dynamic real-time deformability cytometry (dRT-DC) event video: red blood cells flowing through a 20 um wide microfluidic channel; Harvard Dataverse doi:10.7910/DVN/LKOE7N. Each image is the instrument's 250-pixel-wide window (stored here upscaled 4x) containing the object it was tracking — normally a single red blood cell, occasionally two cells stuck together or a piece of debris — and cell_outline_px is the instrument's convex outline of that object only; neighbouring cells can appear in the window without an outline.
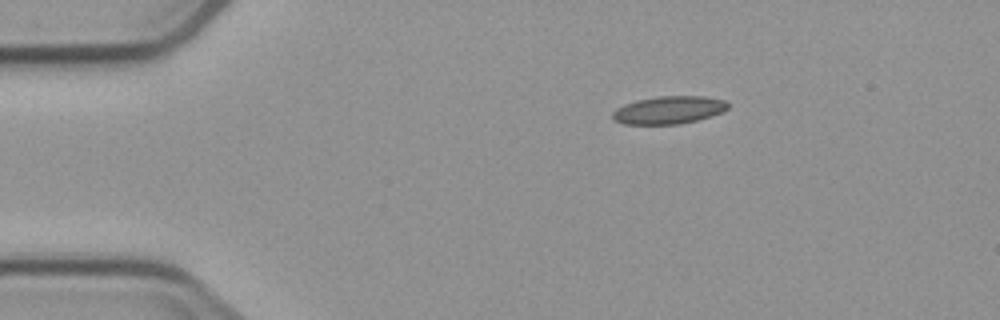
{"species": "common noctule bat (a hibernating species)", "species_latin": "Nyctalus noctula", "temperature_condition": "cold", "stored_images_in_passage": 3, "camera_frame_rate_fps": 3000, "um_per_image_px": 0.085, "animal": {"sex": "male", "body_mass_g": 23.1, "forearm_length_mm": 52.7}, "frame": {"image": 1, "passage_image": 1, "time_ms": 0.0, "image_size_px": [1000, 320], "cell_outline_px": [[728, 108], [712, 116], [680, 124], [624, 124], [616, 120], [612, 116], [612, 112], [616, 108], [624, 104], [636, 100], [656, 96], [704, 96], [724, 100], [728, 104]], "centroid_in_image_um": [56.83, 9.34], "position_along_channel_um": 28.2, "area_um2": 18.61}}
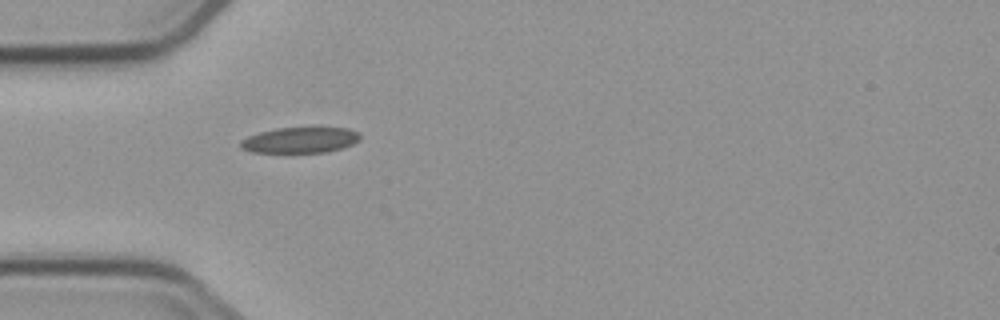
{"frame": {"image": 2, "passage_image": 3, "time_ms": 2.333, "image_size_px": [1000, 320], "cell_outline_px": [[360, 140], [352, 144], [340, 148], [324, 152], [252, 152], [240, 148], [240, 140], [248, 136], [260, 132], [276, 128], [312, 124], [320, 124], [348, 128], [360, 132]], "centroid_in_image_um": [25.57, 11.83], "position_along_channel_um": 59.4, "area_um2": 18.96}}